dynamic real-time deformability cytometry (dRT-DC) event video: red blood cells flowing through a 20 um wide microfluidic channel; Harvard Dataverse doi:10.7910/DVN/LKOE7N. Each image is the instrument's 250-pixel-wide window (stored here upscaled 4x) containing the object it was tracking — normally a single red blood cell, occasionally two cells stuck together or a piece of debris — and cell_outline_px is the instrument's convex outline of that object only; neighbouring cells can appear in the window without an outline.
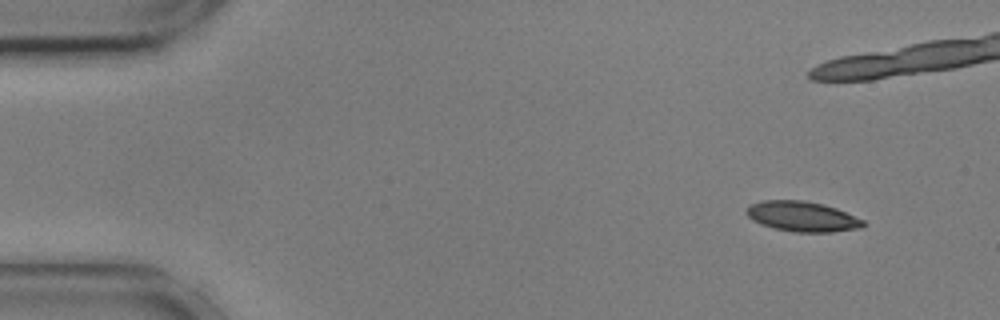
{"species": "common noctule bat (a hibernating species)", "species_latin": "Nyctalus noctula", "temperature_condition": "cold", "stored_images_in_passage": 52, "camera_frame_rate_fps": 3000, "um_per_image_px": 0.085, "animal": {"sex": "male", "body_mass_g": 17.9, "forearm_length_mm": 54.2}, "frame": {"image": 1, "passage_image": 1, "time_ms": 0.0, "image_size_px": [1000, 320], "cell_outline_px": [[868, 224], [860, 228], [832, 232], [796, 232], [776, 228], [752, 220], [744, 212], [748, 204], [760, 200], [804, 200], [824, 204], [836, 208], [864, 220]], "centroid_in_image_um": [68.19, 18.38], "position_along_channel_um": 16.8, "area_um2": 20.63}, "authors_computed_cell_mechanics": {"area_um2": 20.6057, "velocity_mm_per_s": 3.6101, "shape_relaxation_time_tau1_ms": 5.3973, "shape_relaxation_time_tau2_ms": 9.0385, "deformation_change_tau1": 0.1312, "deformation_change_tau2": 0.1597}}